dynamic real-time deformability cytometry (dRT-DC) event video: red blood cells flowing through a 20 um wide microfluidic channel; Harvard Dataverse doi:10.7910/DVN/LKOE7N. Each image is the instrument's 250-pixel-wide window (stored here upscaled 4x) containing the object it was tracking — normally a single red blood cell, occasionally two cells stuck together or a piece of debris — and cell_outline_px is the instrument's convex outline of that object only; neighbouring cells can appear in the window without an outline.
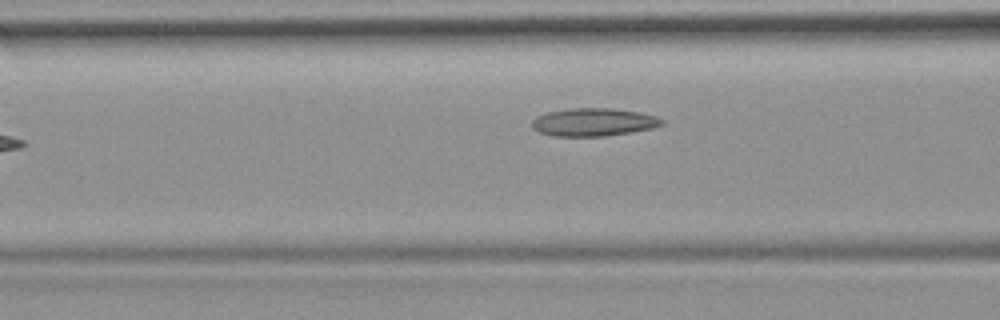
{"species": "common noctule bat (a hibernating species)", "species_latin": "Nyctalus noctula", "temperature_condition": "room temperature", "stored_images_in_passage": 8, "camera_frame_rate_fps": 3000, "um_per_image_px": 0.085, "animal": {"sex": "female", "body_mass_g": 19.9}, "frame": {"image": 1, "passage_image": 8, "time_ms": 8.0, "image_size_px": [1000, 320], "cell_outline_px": [[664, 124], [652, 128], [632, 132], [604, 136], [552, 136], [540, 132], [532, 128], [532, 120], [536, 116], [548, 112], [572, 108], [612, 108], [640, 112], [656, 116], [664, 120]], "centroid_in_image_um": [50.46, 10.38], "position_along_channel_um": 116.1, "area_um2": 21.21}}